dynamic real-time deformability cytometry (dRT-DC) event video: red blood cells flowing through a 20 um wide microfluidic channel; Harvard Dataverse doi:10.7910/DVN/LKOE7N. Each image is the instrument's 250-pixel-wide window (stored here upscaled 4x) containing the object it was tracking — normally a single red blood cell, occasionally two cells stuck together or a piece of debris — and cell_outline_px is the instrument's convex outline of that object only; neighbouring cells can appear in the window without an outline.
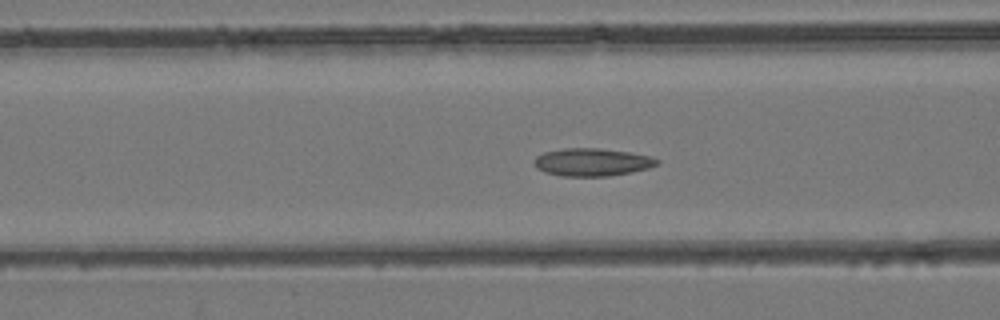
{"species": "common noctule bat (a hibernating species)", "species_latin": "Nyctalus noctula", "temperature_condition": "room temperature", "stored_images_in_passage": 49, "camera_frame_rate_fps": 3000, "um_per_image_px": 0.085, "animal": {"sex": "female", "body_mass_g": 24.6, "forearm_length_mm": 56.2}, "frame": {"image": 1, "passage_image": 20, "time_ms": 6.333, "image_size_px": [1000, 320], "cell_outline_px": [[660, 164], [648, 168], [632, 172], [608, 176], [560, 176], [544, 172], [536, 168], [532, 160], [536, 156], [544, 152], [564, 148], [600, 148], [632, 152], [652, 156], [660, 160]], "centroid_in_image_um": [50.34, 13.78], "position_along_channel_um": 116.3, "area_um2": 20.23}}
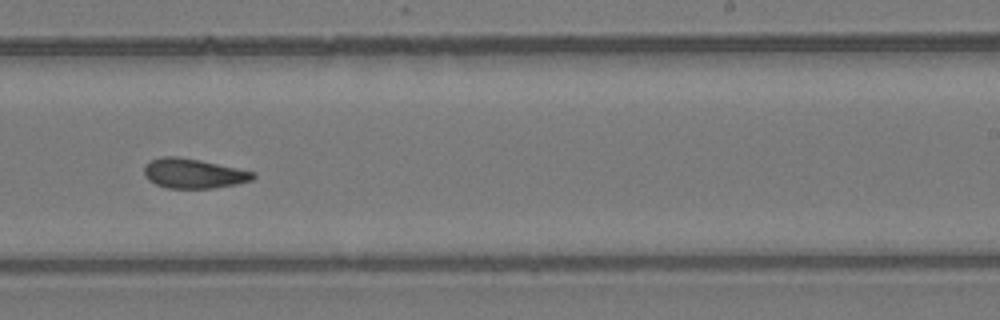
{"frame": {"image": 2, "passage_image": 31, "time_ms": 10.0, "image_size_px": [1000, 320], "cell_outline_px": [[256, 176], [252, 180], [236, 184], [212, 188], [168, 188], [156, 184], [148, 180], [144, 176], [144, 164], [160, 156], [176, 156], [200, 160], [256, 172]], "centroid_in_image_um": [16.43, 14.74], "position_along_channel_um": 272.6, "area_um2": 18.9}}
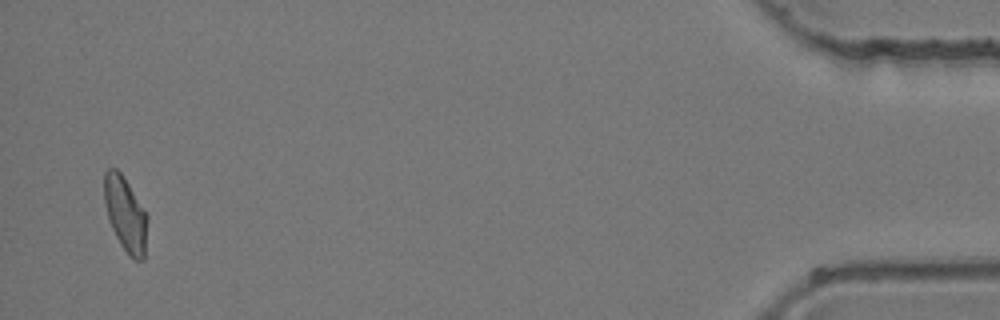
{"frame": {"image": 3, "passage_image": 48, "time_ms": 15.667, "image_size_px": [1000, 320], "cell_outline_px": [[148, 220], [144, 260], [136, 260], [120, 244], [112, 228], [108, 216], [104, 200], [104, 172], [108, 168], [116, 168], [120, 172], [128, 184], [148, 216]], "centroid_in_image_um": [10.66, 18.18], "position_along_channel_um": 424.5, "area_um2": 18.44}}